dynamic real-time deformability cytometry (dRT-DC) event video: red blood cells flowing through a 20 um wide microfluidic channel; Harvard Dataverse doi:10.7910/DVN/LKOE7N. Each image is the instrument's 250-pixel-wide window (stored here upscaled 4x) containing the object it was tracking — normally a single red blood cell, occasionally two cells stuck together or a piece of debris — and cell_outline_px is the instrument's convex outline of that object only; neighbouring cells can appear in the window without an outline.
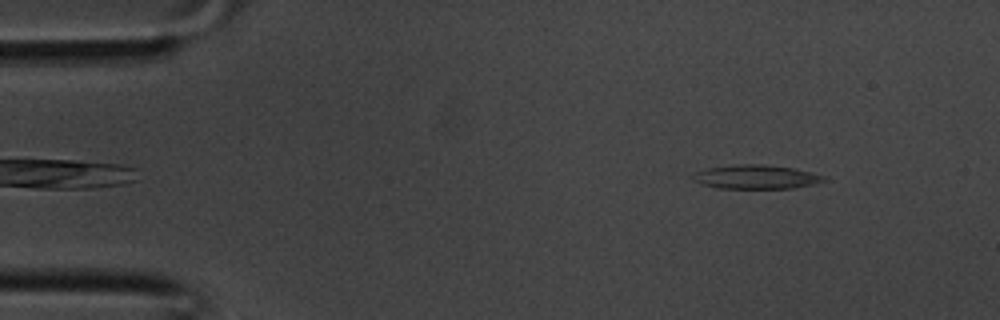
{"species": "common noctule bat (a hibernating species)", "species_latin": "Nyctalus noctula", "temperature_condition": "room temperature", "stored_images_in_passage": 37, "camera_frame_rate_fps": 3000, "um_per_image_px": 0.085, "animal": {"sex": "male", "body_mass_g": 20.1, "forearm_length_mm": 53.5}, "frame": {"image": 1, "passage_image": 4, "time_ms": 1.0, "image_size_px": [1000, 320], "cell_outline_px": [[828, 180], [812, 184], [792, 188], [716, 188], [704, 184], [696, 180], [692, 176], [692, 172], [708, 168], [736, 164], [764, 164], [796, 168], [812, 172], [824, 176]], "centroid_in_image_um": [64.29, 15.02], "position_along_channel_um": 20.7, "area_um2": 18.26}}
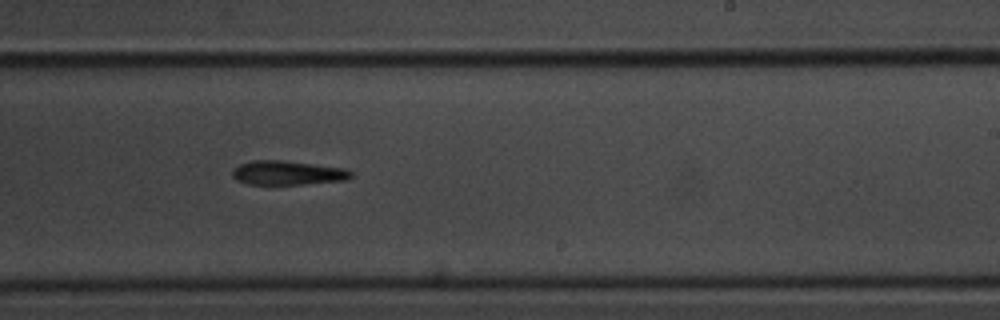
{"frame": {"image": 2, "passage_image": 22, "time_ms": 7.0, "image_size_px": [1000, 320], "cell_outline_px": [[352, 176], [348, 180], [300, 184], [248, 184], [236, 180], [232, 176], [232, 168], [240, 164], [252, 160], [284, 160], [348, 168], [352, 172]], "centroid_in_image_um": [24.46, 14.68], "position_along_channel_um": 264.5, "area_um2": 16.94}}
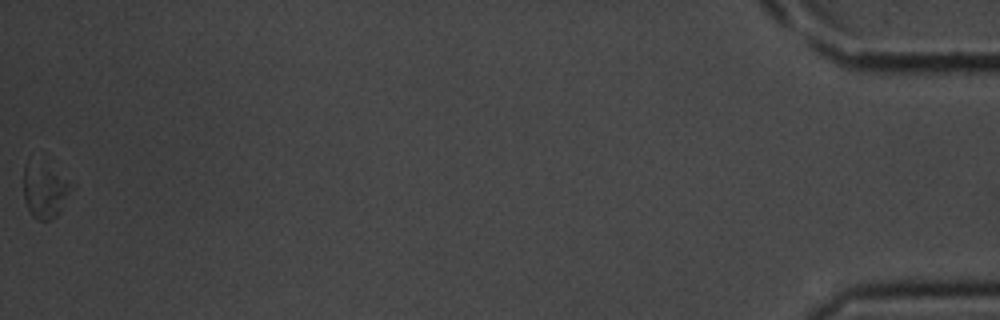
{"frame": {"image": 3, "passage_image": 37, "time_ms": 12.0, "image_size_px": [1000, 320], "cell_outline_px": [[68, 188], [60, 208], [56, 216], [48, 220], [36, 220], [32, 216], [24, 200], [24, 164], [28, 160], [56, 176], [68, 184]], "centroid_in_image_um": [3.64, 16.32], "position_along_channel_um": 431.6, "area_um2": 13.29}}